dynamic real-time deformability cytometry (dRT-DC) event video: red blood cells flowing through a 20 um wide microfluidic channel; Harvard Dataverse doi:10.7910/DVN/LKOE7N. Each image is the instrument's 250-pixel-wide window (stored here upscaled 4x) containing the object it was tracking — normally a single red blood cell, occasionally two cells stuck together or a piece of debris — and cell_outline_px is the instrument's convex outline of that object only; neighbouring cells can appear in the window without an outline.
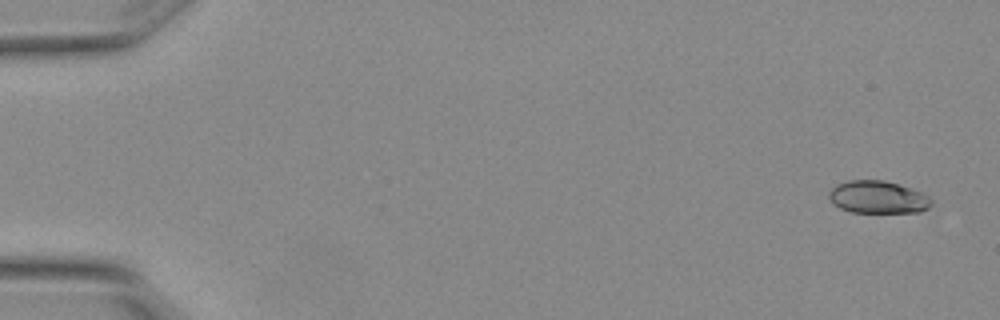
{"species": "Egyptian fruit bat (a non-hibernating species)", "species_latin": "Rousettus aegyptiacus", "temperature_condition": "warm", "stored_images_in_passage": 12, "camera_frame_rate_fps": 3000, "um_per_image_px": 0.085, "animal": {"sex": "female"}, "frame": {"image": 1, "passage_image": 1, "time_ms": 0.0, "image_size_px": [1000, 320], "cell_outline_px": [[932, 204], [928, 208], [920, 212], [852, 212], [840, 208], [828, 196], [828, 192], [836, 184], [848, 180], [884, 180], [920, 192], [928, 196], [932, 200]], "centroid_in_image_um": [74.61, 16.76], "position_along_channel_um": 10.4, "area_um2": 19.19}}
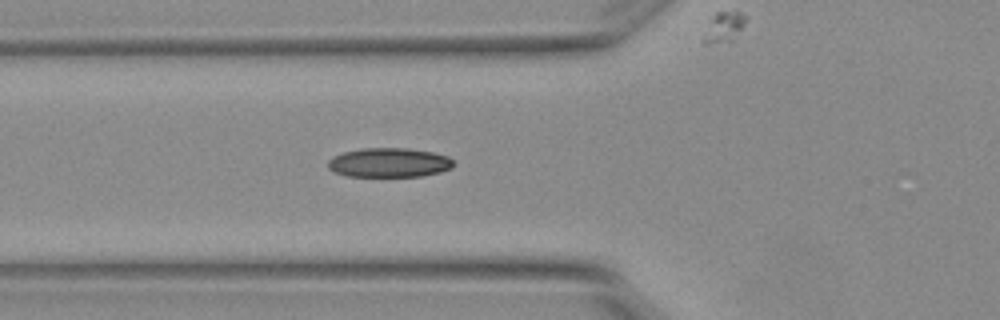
{"frame": {"image": 2, "passage_image": 6, "time_ms": 1.667, "image_size_px": [1000, 320], "cell_outline_px": [[452, 168], [440, 172], [424, 176], [348, 176], [336, 172], [328, 168], [328, 160], [344, 152], [360, 148], [408, 148], [432, 152], [448, 156], [452, 160]], "centroid_in_image_um": [33.09, 13.82], "position_along_channel_um": 92.7, "area_um2": 21.33}}
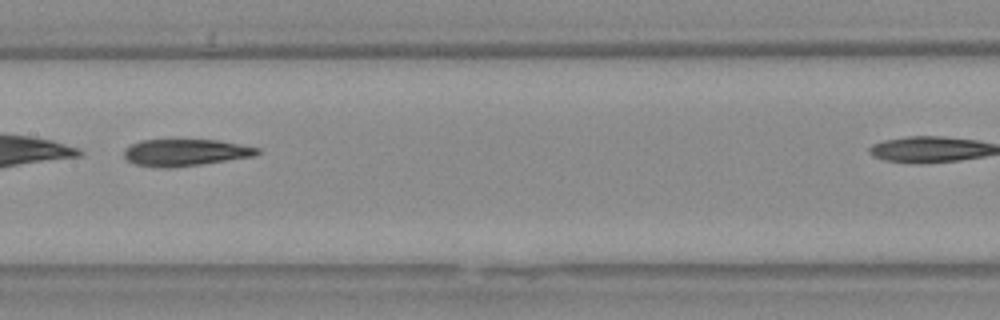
{"frame": {"image": 3, "passage_image": 11, "time_ms": 3.333, "image_size_px": [1000, 320], "cell_outline_px": [[260, 152], [256, 156], [200, 164], [168, 168], [164, 168], [136, 164], [128, 160], [124, 156], [124, 148], [140, 140], [216, 140], [260, 148]], "centroid_in_image_um": [15.76, 12.96], "position_along_channel_um": 191.6, "area_um2": 20.63}}